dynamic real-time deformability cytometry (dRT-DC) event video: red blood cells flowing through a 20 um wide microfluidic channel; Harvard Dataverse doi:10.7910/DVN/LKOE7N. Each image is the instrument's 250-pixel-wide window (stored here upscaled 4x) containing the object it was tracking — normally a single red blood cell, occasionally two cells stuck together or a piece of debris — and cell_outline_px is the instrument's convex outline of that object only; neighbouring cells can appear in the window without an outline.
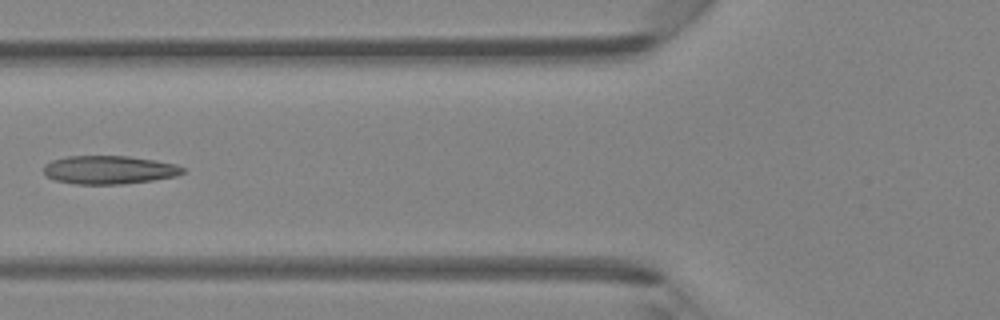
{"species": "Egyptian fruit bat (a non-hibernating species)", "species_latin": "Rousettus aegyptiacus", "temperature_condition": "room temperature", "stored_images_in_passage": 5, "camera_frame_rate_fps": 3000, "um_per_image_px": 0.085, "animal": {"sex": "female"}, "frame": {"image": 1, "passage_image": 5, "time_ms": 4.333, "image_size_px": [1000, 320], "cell_outline_px": [[184, 172], [176, 176], [152, 180], [124, 184], [76, 184], [56, 180], [44, 176], [44, 164], [52, 160], [68, 156], [128, 156], [156, 160], [176, 164], [184, 168]], "centroid_in_image_um": [9.26, 14.43], "position_along_channel_um": 116.5, "area_um2": 23.06}}